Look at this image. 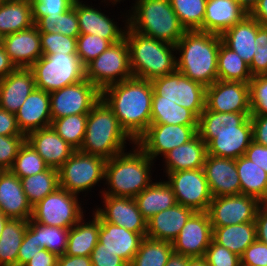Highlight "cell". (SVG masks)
<instances>
[{"mask_svg":"<svg viewBox=\"0 0 267 266\" xmlns=\"http://www.w3.org/2000/svg\"><path fill=\"white\" fill-rule=\"evenodd\" d=\"M52 120L88 114L101 99V91L86 78L49 93Z\"/></svg>","mask_w":267,"mask_h":266,"instance_id":"obj_13","label":"cell"},{"mask_svg":"<svg viewBox=\"0 0 267 266\" xmlns=\"http://www.w3.org/2000/svg\"><path fill=\"white\" fill-rule=\"evenodd\" d=\"M2 45L16 68H30L43 55L40 32L35 24L4 36Z\"/></svg>","mask_w":267,"mask_h":266,"instance_id":"obj_22","label":"cell"},{"mask_svg":"<svg viewBox=\"0 0 267 266\" xmlns=\"http://www.w3.org/2000/svg\"><path fill=\"white\" fill-rule=\"evenodd\" d=\"M262 203L244 194L214 197L207 213L212 227L255 222L256 214Z\"/></svg>","mask_w":267,"mask_h":266,"instance_id":"obj_16","label":"cell"},{"mask_svg":"<svg viewBox=\"0 0 267 266\" xmlns=\"http://www.w3.org/2000/svg\"><path fill=\"white\" fill-rule=\"evenodd\" d=\"M212 228V240L238 256H241L245 249L256 240L255 222Z\"/></svg>","mask_w":267,"mask_h":266,"instance_id":"obj_35","label":"cell"},{"mask_svg":"<svg viewBox=\"0 0 267 266\" xmlns=\"http://www.w3.org/2000/svg\"><path fill=\"white\" fill-rule=\"evenodd\" d=\"M47 168L48 166L43 158L25 141L20 147L18 155L9 170L21 179L22 177L41 173Z\"/></svg>","mask_w":267,"mask_h":266,"instance_id":"obj_46","label":"cell"},{"mask_svg":"<svg viewBox=\"0 0 267 266\" xmlns=\"http://www.w3.org/2000/svg\"><path fill=\"white\" fill-rule=\"evenodd\" d=\"M33 25L31 0H0V35L4 37Z\"/></svg>","mask_w":267,"mask_h":266,"instance_id":"obj_34","label":"cell"},{"mask_svg":"<svg viewBox=\"0 0 267 266\" xmlns=\"http://www.w3.org/2000/svg\"><path fill=\"white\" fill-rule=\"evenodd\" d=\"M28 221L9 219L0 236V266H17V256Z\"/></svg>","mask_w":267,"mask_h":266,"instance_id":"obj_38","label":"cell"},{"mask_svg":"<svg viewBox=\"0 0 267 266\" xmlns=\"http://www.w3.org/2000/svg\"><path fill=\"white\" fill-rule=\"evenodd\" d=\"M250 119L253 141L267 147V115H251Z\"/></svg>","mask_w":267,"mask_h":266,"instance_id":"obj_57","label":"cell"},{"mask_svg":"<svg viewBox=\"0 0 267 266\" xmlns=\"http://www.w3.org/2000/svg\"><path fill=\"white\" fill-rule=\"evenodd\" d=\"M35 26L40 33H61L72 38H77L80 35L77 17V0H74L73 6L66 12L44 16L35 23Z\"/></svg>","mask_w":267,"mask_h":266,"instance_id":"obj_41","label":"cell"},{"mask_svg":"<svg viewBox=\"0 0 267 266\" xmlns=\"http://www.w3.org/2000/svg\"><path fill=\"white\" fill-rule=\"evenodd\" d=\"M2 44H3V36L0 35V47L2 46Z\"/></svg>","mask_w":267,"mask_h":266,"instance_id":"obj_70","label":"cell"},{"mask_svg":"<svg viewBox=\"0 0 267 266\" xmlns=\"http://www.w3.org/2000/svg\"><path fill=\"white\" fill-rule=\"evenodd\" d=\"M35 88L32 70L16 68L0 79V108L15 114Z\"/></svg>","mask_w":267,"mask_h":266,"instance_id":"obj_27","label":"cell"},{"mask_svg":"<svg viewBox=\"0 0 267 266\" xmlns=\"http://www.w3.org/2000/svg\"><path fill=\"white\" fill-rule=\"evenodd\" d=\"M21 184L29 204L33 207L60 187L59 173L57 169L48 167L41 173L22 177Z\"/></svg>","mask_w":267,"mask_h":266,"instance_id":"obj_40","label":"cell"},{"mask_svg":"<svg viewBox=\"0 0 267 266\" xmlns=\"http://www.w3.org/2000/svg\"><path fill=\"white\" fill-rule=\"evenodd\" d=\"M58 256L42 248L24 266H56Z\"/></svg>","mask_w":267,"mask_h":266,"instance_id":"obj_61","label":"cell"},{"mask_svg":"<svg viewBox=\"0 0 267 266\" xmlns=\"http://www.w3.org/2000/svg\"><path fill=\"white\" fill-rule=\"evenodd\" d=\"M208 266H241L240 256L211 241L203 257Z\"/></svg>","mask_w":267,"mask_h":266,"instance_id":"obj_52","label":"cell"},{"mask_svg":"<svg viewBox=\"0 0 267 266\" xmlns=\"http://www.w3.org/2000/svg\"><path fill=\"white\" fill-rule=\"evenodd\" d=\"M88 114H75L54 119L51 127L54 131L75 150H80L87 126Z\"/></svg>","mask_w":267,"mask_h":266,"instance_id":"obj_43","label":"cell"},{"mask_svg":"<svg viewBox=\"0 0 267 266\" xmlns=\"http://www.w3.org/2000/svg\"><path fill=\"white\" fill-rule=\"evenodd\" d=\"M207 0H170V4L185 30L203 31Z\"/></svg>","mask_w":267,"mask_h":266,"instance_id":"obj_44","label":"cell"},{"mask_svg":"<svg viewBox=\"0 0 267 266\" xmlns=\"http://www.w3.org/2000/svg\"><path fill=\"white\" fill-rule=\"evenodd\" d=\"M73 3L74 0H31L34 24L44 16L66 12Z\"/></svg>","mask_w":267,"mask_h":266,"instance_id":"obj_53","label":"cell"},{"mask_svg":"<svg viewBox=\"0 0 267 266\" xmlns=\"http://www.w3.org/2000/svg\"><path fill=\"white\" fill-rule=\"evenodd\" d=\"M198 120L191 110L153 92L150 124L198 125Z\"/></svg>","mask_w":267,"mask_h":266,"instance_id":"obj_37","label":"cell"},{"mask_svg":"<svg viewBox=\"0 0 267 266\" xmlns=\"http://www.w3.org/2000/svg\"><path fill=\"white\" fill-rule=\"evenodd\" d=\"M77 17L80 34L97 35L109 40L112 44L125 38L128 24V15L125 16V27L119 28L117 22L113 21L107 14L105 15L92 5H86L83 0H77Z\"/></svg>","mask_w":267,"mask_h":266,"instance_id":"obj_21","label":"cell"},{"mask_svg":"<svg viewBox=\"0 0 267 266\" xmlns=\"http://www.w3.org/2000/svg\"><path fill=\"white\" fill-rule=\"evenodd\" d=\"M0 212L11 219L28 221L32 216L21 179L10 170H0Z\"/></svg>","mask_w":267,"mask_h":266,"instance_id":"obj_25","label":"cell"},{"mask_svg":"<svg viewBox=\"0 0 267 266\" xmlns=\"http://www.w3.org/2000/svg\"><path fill=\"white\" fill-rule=\"evenodd\" d=\"M153 92L161 100L174 101L191 110L198 118L205 109L206 87L184 76L177 69L151 80Z\"/></svg>","mask_w":267,"mask_h":266,"instance_id":"obj_12","label":"cell"},{"mask_svg":"<svg viewBox=\"0 0 267 266\" xmlns=\"http://www.w3.org/2000/svg\"><path fill=\"white\" fill-rule=\"evenodd\" d=\"M21 132L28 133L51 126V107L49 92L35 88L15 113Z\"/></svg>","mask_w":267,"mask_h":266,"instance_id":"obj_26","label":"cell"},{"mask_svg":"<svg viewBox=\"0 0 267 266\" xmlns=\"http://www.w3.org/2000/svg\"><path fill=\"white\" fill-rule=\"evenodd\" d=\"M197 129L198 125L150 124L135 144L154 161L189 142L198 134Z\"/></svg>","mask_w":267,"mask_h":266,"instance_id":"obj_15","label":"cell"},{"mask_svg":"<svg viewBox=\"0 0 267 266\" xmlns=\"http://www.w3.org/2000/svg\"><path fill=\"white\" fill-rule=\"evenodd\" d=\"M251 113H219L206 108L198 120V135L207 145V154L237 159L253 141Z\"/></svg>","mask_w":267,"mask_h":266,"instance_id":"obj_2","label":"cell"},{"mask_svg":"<svg viewBox=\"0 0 267 266\" xmlns=\"http://www.w3.org/2000/svg\"><path fill=\"white\" fill-rule=\"evenodd\" d=\"M92 217L87 222L82 217L69 229L66 255L90 257L98 243L100 229V215L94 209Z\"/></svg>","mask_w":267,"mask_h":266,"instance_id":"obj_32","label":"cell"},{"mask_svg":"<svg viewBox=\"0 0 267 266\" xmlns=\"http://www.w3.org/2000/svg\"><path fill=\"white\" fill-rule=\"evenodd\" d=\"M249 87L251 115H267V77H252Z\"/></svg>","mask_w":267,"mask_h":266,"instance_id":"obj_49","label":"cell"},{"mask_svg":"<svg viewBox=\"0 0 267 266\" xmlns=\"http://www.w3.org/2000/svg\"><path fill=\"white\" fill-rule=\"evenodd\" d=\"M213 236L207 211H195L172 242L175 253L190 258H203Z\"/></svg>","mask_w":267,"mask_h":266,"instance_id":"obj_18","label":"cell"},{"mask_svg":"<svg viewBox=\"0 0 267 266\" xmlns=\"http://www.w3.org/2000/svg\"><path fill=\"white\" fill-rule=\"evenodd\" d=\"M218 80L249 83V65L234 51L220 43L217 60Z\"/></svg>","mask_w":267,"mask_h":266,"instance_id":"obj_39","label":"cell"},{"mask_svg":"<svg viewBox=\"0 0 267 266\" xmlns=\"http://www.w3.org/2000/svg\"><path fill=\"white\" fill-rule=\"evenodd\" d=\"M112 43L97 35L80 34L77 37V56L81 63L86 66L93 59L97 58Z\"/></svg>","mask_w":267,"mask_h":266,"instance_id":"obj_47","label":"cell"},{"mask_svg":"<svg viewBox=\"0 0 267 266\" xmlns=\"http://www.w3.org/2000/svg\"><path fill=\"white\" fill-rule=\"evenodd\" d=\"M173 252L171 242L145 237L129 266H165Z\"/></svg>","mask_w":267,"mask_h":266,"instance_id":"obj_42","label":"cell"},{"mask_svg":"<svg viewBox=\"0 0 267 266\" xmlns=\"http://www.w3.org/2000/svg\"><path fill=\"white\" fill-rule=\"evenodd\" d=\"M188 266H208V264L204 258H191Z\"/></svg>","mask_w":267,"mask_h":266,"instance_id":"obj_67","label":"cell"},{"mask_svg":"<svg viewBox=\"0 0 267 266\" xmlns=\"http://www.w3.org/2000/svg\"><path fill=\"white\" fill-rule=\"evenodd\" d=\"M241 266H267V244L257 239L240 256Z\"/></svg>","mask_w":267,"mask_h":266,"instance_id":"obj_54","label":"cell"},{"mask_svg":"<svg viewBox=\"0 0 267 266\" xmlns=\"http://www.w3.org/2000/svg\"><path fill=\"white\" fill-rule=\"evenodd\" d=\"M244 156L267 172V147L252 141Z\"/></svg>","mask_w":267,"mask_h":266,"instance_id":"obj_59","label":"cell"},{"mask_svg":"<svg viewBox=\"0 0 267 266\" xmlns=\"http://www.w3.org/2000/svg\"><path fill=\"white\" fill-rule=\"evenodd\" d=\"M190 259V257L173 252L165 266H188Z\"/></svg>","mask_w":267,"mask_h":266,"instance_id":"obj_65","label":"cell"},{"mask_svg":"<svg viewBox=\"0 0 267 266\" xmlns=\"http://www.w3.org/2000/svg\"><path fill=\"white\" fill-rule=\"evenodd\" d=\"M254 57L249 65L252 77L267 73V27L261 26L255 38Z\"/></svg>","mask_w":267,"mask_h":266,"instance_id":"obj_51","label":"cell"},{"mask_svg":"<svg viewBox=\"0 0 267 266\" xmlns=\"http://www.w3.org/2000/svg\"><path fill=\"white\" fill-rule=\"evenodd\" d=\"M28 225L36 232L38 247L45 248L57 256L65 254L69 229L41 225L28 220Z\"/></svg>","mask_w":267,"mask_h":266,"instance_id":"obj_45","label":"cell"},{"mask_svg":"<svg viewBox=\"0 0 267 266\" xmlns=\"http://www.w3.org/2000/svg\"><path fill=\"white\" fill-rule=\"evenodd\" d=\"M177 203L194 211H207L213 196L203 168L166 173Z\"/></svg>","mask_w":267,"mask_h":266,"instance_id":"obj_14","label":"cell"},{"mask_svg":"<svg viewBox=\"0 0 267 266\" xmlns=\"http://www.w3.org/2000/svg\"><path fill=\"white\" fill-rule=\"evenodd\" d=\"M41 49L44 56L56 53L77 54V38L61 33H40Z\"/></svg>","mask_w":267,"mask_h":266,"instance_id":"obj_48","label":"cell"},{"mask_svg":"<svg viewBox=\"0 0 267 266\" xmlns=\"http://www.w3.org/2000/svg\"><path fill=\"white\" fill-rule=\"evenodd\" d=\"M219 34L200 30H186L175 45L179 51L177 70L205 87L218 80L217 60L220 43Z\"/></svg>","mask_w":267,"mask_h":266,"instance_id":"obj_3","label":"cell"},{"mask_svg":"<svg viewBox=\"0 0 267 266\" xmlns=\"http://www.w3.org/2000/svg\"><path fill=\"white\" fill-rule=\"evenodd\" d=\"M127 141L135 145L121 128L113 110L101 98L88 113L85 137L79 151L109 160L125 152Z\"/></svg>","mask_w":267,"mask_h":266,"instance_id":"obj_5","label":"cell"},{"mask_svg":"<svg viewBox=\"0 0 267 266\" xmlns=\"http://www.w3.org/2000/svg\"><path fill=\"white\" fill-rule=\"evenodd\" d=\"M144 238L140 233L106 222L100 216L99 239L94 249H109L130 265Z\"/></svg>","mask_w":267,"mask_h":266,"instance_id":"obj_23","label":"cell"},{"mask_svg":"<svg viewBox=\"0 0 267 266\" xmlns=\"http://www.w3.org/2000/svg\"><path fill=\"white\" fill-rule=\"evenodd\" d=\"M105 1H106V2L110 1V2H108V3H111V4L113 3L112 5H117L116 3H118V2L120 3L122 0H104V2H105Z\"/></svg>","mask_w":267,"mask_h":266,"instance_id":"obj_69","label":"cell"},{"mask_svg":"<svg viewBox=\"0 0 267 266\" xmlns=\"http://www.w3.org/2000/svg\"><path fill=\"white\" fill-rule=\"evenodd\" d=\"M194 212L193 209L177 203L157 213L147 221L146 237L172 243Z\"/></svg>","mask_w":267,"mask_h":266,"instance_id":"obj_28","label":"cell"},{"mask_svg":"<svg viewBox=\"0 0 267 266\" xmlns=\"http://www.w3.org/2000/svg\"><path fill=\"white\" fill-rule=\"evenodd\" d=\"M260 27L256 19L247 15L241 22L220 35L222 43L250 65L256 50L255 38Z\"/></svg>","mask_w":267,"mask_h":266,"instance_id":"obj_30","label":"cell"},{"mask_svg":"<svg viewBox=\"0 0 267 266\" xmlns=\"http://www.w3.org/2000/svg\"><path fill=\"white\" fill-rule=\"evenodd\" d=\"M249 15L261 26L267 27V0H259Z\"/></svg>","mask_w":267,"mask_h":266,"instance_id":"obj_63","label":"cell"},{"mask_svg":"<svg viewBox=\"0 0 267 266\" xmlns=\"http://www.w3.org/2000/svg\"><path fill=\"white\" fill-rule=\"evenodd\" d=\"M25 141L26 135H0V170H9L12 167Z\"/></svg>","mask_w":267,"mask_h":266,"instance_id":"obj_50","label":"cell"},{"mask_svg":"<svg viewBox=\"0 0 267 266\" xmlns=\"http://www.w3.org/2000/svg\"><path fill=\"white\" fill-rule=\"evenodd\" d=\"M104 205L95 211L106 221L146 237L147 220L139 211L134 198L103 195ZM105 206V207H104Z\"/></svg>","mask_w":267,"mask_h":266,"instance_id":"obj_19","label":"cell"},{"mask_svg":"<svg viewBox=\"0 0 267 266\" xmlns=\"http://www.w3.org/2000/svg\"><path fill=\"white\" fill-rule=\"evenodd\" d=\"M134 199L139 211L147 221L157 213L177 204L175 194L166 180L152 182Z\"/></svg>","mask_w":267,"mask_h":266,"instance_id":"obj_33","label":"cell"},{"mask_svg":"<svg viewBox=\"0 0 267 266\" xmlns=\"http://www.w3.org/2000/svg\"><path fill=\"white\" fill-rule=\"evenodd\" d=\"M56 266H92V262L90 257L63 254L58 256Z\"/></svg>","mask_w":267,"mask_h":266,"instance_id":"obj_62","label":"cell"},{"mask_svg":"<svg viewBox=\"0 0 267 266\" xmlns=\"http://www.w3.org/2000/svg\"><path fill=\"white\" fill-rule=\"evenodd\" d=\"M133 147L106 161L103 181L108 187L100 191L101 195L135 198L152 183L155 162L136 144Z\"/></svg>","mask_w":267,"mask_h":266,"instance_id":"obj_4","label":"cell"},{"mask_svg":"<svg viewBox=\"0 0 267 266\" xmlns=\"http://www.w3.org/2000/svg\"><path fill=\"white\" fill-rule=\"evenodd\" d=\"M249 13L236 0H207L203 31L221 35Z\"/></svg>","mask_w":267,"mask_h":266,"instance_id":"obj_29","label":"cell"},{"mask_svg":"<svg viewBox=\"0 0 267 266\" xmlns=\"http://www.w3.org/2000/svg\"><path fill=\"white\" fill-rule=\"evenodd\" d=\"M106 159L76 150L58 169L60 188L79 195L105 179Z\"/></svg>","mask_w":267,"mask_h":266,"instance_id":"obj_10","label":"cell"},{"mask_svg":"<svg viewBox=\"0 0 267 266\" xmlns=\"http://www.w3.org/2000/svg\"><path fill=\"white\" fill-rule=\"evenodd\" d=\"M78 198L59 187L32 207L31 220L41 225L70 229L84 217Z\"/></svg>","mask_w":267,"mask_h":266,"instance_id":"obj_11","label":"cell"},{"mask_svg":"<svg viewBox=\"0 0 267 266\" xmlns=\"http://www.w3.org/2000/svg\"><path fill=\"white\" fill-rule=\"evenodd\" d=\"M125 38L133 77L151 81L177 69L175 45L145 36L128 26Z\"/></svg>","mask_w":267,"mask_h":266,"instance_id":"obj_6","label":"cell"},{"mask_svg":"<svg viewBox=\"0 0 267 266\" xmlns=\"http://www.w3.org/2000/svg\"><path fill=\"white\" fill-rule=\"evenodd\" d=\"M101 98L113 110L121 128L136 142L151 121V81L132 77L101 91Z\"/></svg>","mask_w":267,"mask_h":266,"instance_id":"obj_1","label":"cell"},{"mask_svg":"<svg viewBox=\"0 0 267 266\" xmlns=\"http://www.w3.org/2000/svg\"><path fill=\"white\" fill-rule=\"evenodd\" d=\"M248 13L256 6L259 0H236Z\"/></svg>","mask_w":267,"mask_h":266,"instance_id":"obj_66","label":"cell"},{"mask_svg":"<svg viewBox=\"0 0 267 266\" xmlns=\"http://www.w3.org/2000/svg\"><path fill=\"white\" fill-rule=\"evenodd\" d=\"M256 239L267 244V203H262L257 211L256 219Z\"/></svg>","mask_w":267,"mask_h":266,"instance_id":"obj_60","label":"cell"},{"mask_svg":"<svg viewBox=\"0 0 267 266\" xmlns=\"http://www.w3.org/2000/svg\"><path fill=\"white\" fill-rule=\"evenodd\" d=\"M92 266H129L121 257L109 249H93Z\"/></svg>","mask_w":267,"mask_h":266,"instance_id":"obj_56","label":"cell"},{"mask_svg":"<svg viewBox=\"0 0 267 266\" xmlns=\"http://www.w3.org/2000/svg\"><path fill=\"white\" fill-rule=\"evenodd\" d=\"M207 156V145L197 134L189 142L164 155L165 173L202 169Z\"/></svg>","mask_w":267,"mask_h":266,"instance_id":"obj_31","label":"cell"},{"mask_svg":"<svg viewBox=\"0 0 267 266\" xmlns=\"http://www.w3.org/2000/svg\"><path fill=\"white\" fill-rule=\"evenodd\" d=\"M205 108L219 113H251L249 83L216 80L206 87Z\"/></svg>","mask_w":267,"mask_h":266,"instance_id":"obj_17","label":"cell"},{"mask_svg":"<svg viewBox=\"0 0 267 266\" xmlns=\"http://www.w3.org/2000/svg\"><path fill=\"white\" fill-rule=\"evenodd\" d=\"M132 77L130 52L126 38L111 44L85 66V78L100 91Z\"/></svg>","mask_w":267,"mask_h":266,"instance_id":"obj_9","label":"cell"},{"mask_svg":"<svg viewBox=\"0 0 267 266\" xmlns=\"http://www.w3.org/2000/svg\"><path fill=\"white\" fill-rule=\"evenodd\" d=\"M241 194L267 203V172L244 155L235 159Z\"/></svg>","mask_w":267,"mask_h":266,"instance_id":"obj_36","label":"cell"},{"mask_svg":"<svg viewBox=\"0 0 267 266\" xmlns=\"http://www.w3.org/2000/svg\"><path fill=\"white\" fill-rule=\"evenodd\" d=\"M30 69L36 88L49 93L85 79V66L77 54L42 55Z\"/></svg>","mask_w":267,"mask_h":266,"instance_id":"obj_8","label":"cell"},{"mask_svg":"<svg viewBox=\"0 0 267 266\" xmlns=\"http://www.w3.org/2000/svg\"><path fill=\"white\" fill-rule=\"evenodd\" d=\"M9 219L10 218L6 217L3 213L0 212V236H1L2 230L4 229L6 222Z\"/></svg>","mask_w":267,"mask_h":266,"instance_id":"obj_68","label":"cell"},{"mask_svg":"<svg viewBox=\"0 0 267 266\" xmlns=\"http://www.w3.org/2000/svg\"><path fill=\"white\" fill-rule=\"evenodd\" d=\"M41 249L36 241V232L27 225L17 256V266H24Z\"/></svg>","mask_w":267,"mask_h":266,"instance_id":"obj_55","label":"cell"},{"mask_svg":"<svg viewBox=\"0 0 267 266\" xmlns=\"http://www.w3.org/2000/svg\"><path fill=\"white\" fill-rule=\"evenodd\" d=\"M0 135H25L18 127L15 114L8 112L2 108H0Z\"/></svg>","mask_w":267,"mask_h":266,"instance_id":"obj_58","label":"cell"},{"mask_svg":"<svg viewBox=\"0 0 267 266\" xmlns=\"http://www.w3.org/2000/svg\"><path fill=\"white\" fill-rule=\"evenodd\" d=\"M203 170L213 198L241 194L235 159L207 154Z\"/></svg>","mask_w":267,"mask_h":266,"instance_id":"obj_20","label":"cell"},{"mask_svg":"<svg viewBox=\"0 0 267 266\" xmlns=\"http://www.w3.org/2000/svg\"><path fill=\"white\" fill-rule=\"evenodd\" d=\"M26 141L43 158L49 168L57 170L76 151L51 126L28 133Z\"/></svg>","mask_w":267,"mask_h":266,"instance_id":"obj_24","label":"cell"},{"mask_svg":"<svg viewBox=\"0 0 267 266\" xmlns=\"http://www.w3.org/2000/svg\"><path fill=\"white\" fill-rule=\"evenodd\" d=\"M128 11V27L145 36L176 45L186 31L170 0H135Z\"/></svg>","mask_w":267,"mask_h":266,"instance_id":"obj_7","label":"cell"},{"mask_svg":"<svg viewBox=\"0 0 267 266\" xmlns=\"http://www.w3.org/2000/svg\"><path fill=\"white\" fill-rule=\"evenodd\" d=\"M15 69V65L11 61L9 55L5 52V49L2 45L0 47V79L6 77Z\"/></svg>","mask_w":267,"mask_h":266,"instance_id":"obj_64","label":"cell"}]
</instances>
